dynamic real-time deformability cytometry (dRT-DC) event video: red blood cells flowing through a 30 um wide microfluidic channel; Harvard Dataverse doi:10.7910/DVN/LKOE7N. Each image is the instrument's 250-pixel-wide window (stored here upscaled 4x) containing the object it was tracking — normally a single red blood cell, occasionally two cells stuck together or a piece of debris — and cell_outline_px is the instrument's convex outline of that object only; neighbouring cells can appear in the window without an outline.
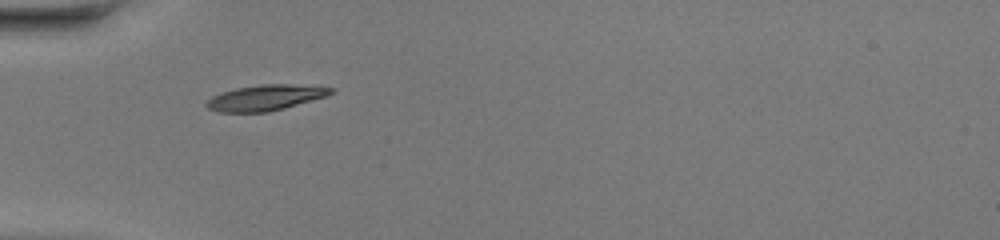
{"species": "common noctule bat (a hibernating species)", "species_latin": "Nyctalus noctula", "temperature_condition": "warm", "stored_images_in_passage": 33, "camera_frame_rate_fps": 3000, "um_per_image_px": 0.085, "animal": {"sex": "female", "body_mass_g": 20.0, "forearm_length_mm": 54.0}, "frame": {"image": 1, "passage_image": 1, "time_ms": 0.0, "image_size_px": [1000, 240], "cell_outline_px": [[336, 88], [328, 96], [284, 108], [268, 112], [216, 112], [208, 108], [204, 104], [212, 96], [236, 88], [260, 84], [288, 84]], "centroid_in_image_um": [22.56, 8.3], "position_along_channel_um": 62.4, "area_um2": 18.5}}
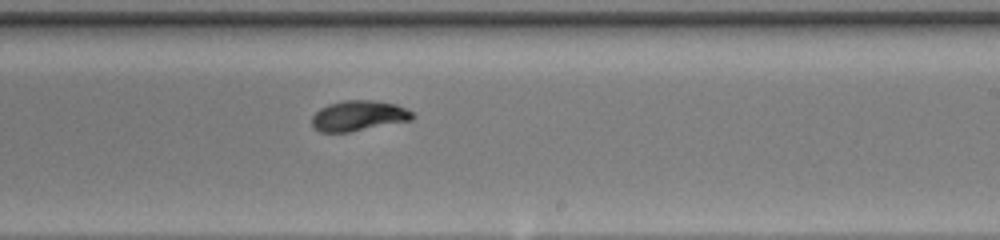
{"frame": {"image": 2, "passage_image": 15, "time_ms": 4.667, "image_size_px": [1000, 240], "cell_outline_px": [[416, 116], [412, 120], [348, 132], [320, 132], [312, 128], [312, 116], [320, 108], [328, 104], [344, 100], [372, 100], [396, 104], [412, 112]], "centroid_in_image_um": [30.46, 9.84], "position_along_channel_um": 258.5, "area_um2": 17.8}}
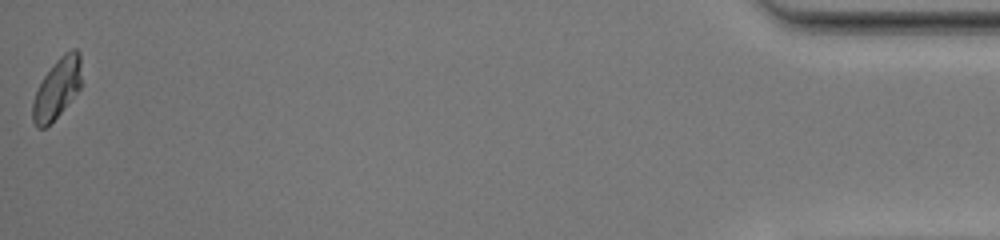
{"frame": {"image": 3, "passage_image": 33, "time_ms": 10.667, "image_size_px": [1000, 240], "cell_outline_px": [[84, 84], [60, 112], [44, 128], [36, 128], [32, 120], [32, 100], [44, 76], [56, 60], [64, 52], [72, 48], [76, 48], [80, 52]], "centroid_in_image_um": [4.9, 7.46], "position_along_channel_um": 430.3, "area_um2": 17.4}, "authors_computed_cell_mechanics": {"area_um2": 17.918, "velocity_mm_per_s": 4.328, "shape_relaxation_time_tau1_ms": 3.2801, "shape_relaxation_time_tau2_ms": 0.7839, "deformation_change_tau1": 0.1588, "deformation_change_tau2": 0.0391}}